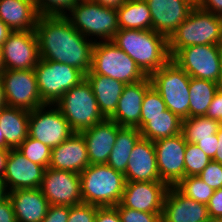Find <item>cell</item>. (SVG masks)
Listing matches in <instances>:
<instances>
[{
	"instance_id": "74e56055",
	"label": "cell",
	"mask_w": 222,
	"mask_h": 222,
	"mask_svg": "<svg viewBox=\"0 0 222 222\" xmlns=\"http://www.w3.org/2000/svg\"><path fill=\"white\" fill-rule=\"evenodd\" d=\"M114 207L118 210L121 222H162V213L142 212L123 207L120 203Z\"/></svg>"
},
{
	"instance_id": "f5cc1de1",
	"label": "cell",
	"mask_w": 222,
	"mask_h": 222,
	"mask_svg": "<svg viewBox=\"0 0 222 222\" xmlns=\"http://www.w3.org/2000/svg\"><path fill=\"white\" fill-rule=\"evenodd\" d=\"M8 198V190L3 179H0V202Z\"/></svg>"
},
{
	"instance_id": "5bb4252c",
	"label": "cell",
	"mask_w": 222,
	"mask_h": 222,
	"mask_svg": "<svg viewBox=\"0 0 222 222\" xmlns=\"http://www.w3.org/2000/svg\"><path fill=\"white\" fill-rule=\"evenodd\" d=\"M40 190L49 205L73 206L83 203L79 173L46 168Z\"/></svg>"
},
{
	"instance_id": "ac0fdd59",
	"label": "cell",
	"mask_w": 222,
	"mask_h": 222,
	"mask_svg": "<svg viewBox=\"0 0 222 222\" xmlns=\"http://www.w3.org/2000/svg\"><path fill=\"white\" fill-rule=\"evenodd\" d=\"M45 168L33 163L17 149H10L3 181L8 192L40 188Z\"/></svg>"
},
{
	"instance_id": "9c48e42d",
	"label": "cell",
	"mask_w": 222,
	"mask_h": 222,
	"mask_svg": "<svg viewBox=\"0 0 222 222\" xmlns=\"http://www.w3.org/2000/svg\"><path fill=\"white\" fill-rule=\"evenodd\" d=\"M34 71L39 94L46 105H55L64 93L85 79L77 68L44 59L39 60Z\"/></svg>"
},
{
	"instance_id": "7dc6e473",
	"label": "cell",
	"mask_w": 222,
	"mask_h": 222,
	"mask_svg": "<svg viewBox=\"0 0 222 222\" xmlns=\"http://www.w3.org/2000/svg\"><path fill=\"white\" fill-rule=\"evenodd\" d=\"M197 5L214 15L222 16V0H198Z\"/></svg>"
},
{
	"instance_id": "680465c9",
	"label": "cell",
	"mask_w": 222,
	"mask_h": 222,
	"mask_svg": "<svg viewBox=\"0 0 222 222\" xmlns=\"http://www.w3.org/2000/svg\"><path fill=\"white\" fill-rule=\"evenodd\" d=\"M218 86L220 89H222V62H221V72H220V77L218 80Z\"/></svg>"
},
{
	"instance_id": "603a6c76",
	"label": "cell",
	"mask_w": 222,
	"mask_h": 222,
	"mask_svg": "<svg viewBox=\"0 0 222 222\" xmlns=\"http://www.w3.org/2000/svg\"><path fill=\"white\" fill-rule=\"evenodd\" d=\"M88 165L87 146L81 133L74 132L52 149L50 168L80 174Z\"/></svg>"
},
{
	"instance_id": "681fc988",
	"label": "cell",
	"mask_w": 222,
	"mask_h": 222,
	"mask_svg": "<svg viewBox=\"0 0 222 222\" xmlns=\"http://www.w3.org/2000/svg\"><path fill=\"white\" fill-rule=\"evenodd\" d=\"M216 134L218 138V143H217V151L215 153L213 161L222 164V126L219 128Z\"/></svg>"
},
{
	"instance_id": "f6af8a7d",
	"label": "cell",
	"mask_w": 222,
	"mask_h": 222,
	"mask_svg": "<svg viewBox=\"0 0 222 222\" xmlns=\"http://www.w3.org/2000/svg\"><path fill=\"white\" fill-rule=\"evenodd\" d=\"M218 138L217 134L213 135V138L201 139L196 145L211 159L215 157L217 151Z\"/></svg>"
},
{
	"instance_id": "6f0895ef",
	"label": "cell",
	"mask_w": 222,
	"mask_h": 222,
	"mask_svg": "<svg viewBox=\"0 0 222 222\" xmlns=\"http://www.w3.org/2000/svg\"><path fill=\"white\" fill-rule=\"evenodd\" d=\"M205 222H222V218H211V217H209Z\"/></svg>"
},
{
	"instance_id": "ee69618b",
	"label": "cell",
	"mask_w": 222,
	"mask_h": 222,
	"mask_svg": "<svg viewBox=\"0 0 222 222\" xmlns=\"http://www.w3.org/2000/svg\"><path fill=\"white\" fill-rule=\"evenodd\" d=\"M95 222H121L115 207H97Z\"/></svg>"
},
{
	"instance_id": "d4e9b609",
	"label": "cell",
	"mask_w": 222,
	"mask_h": 222,
	"mask_svg": "<svg viewBox=\"0 0 222 222\" xmlns=\"http://www.w3.org/2000/svg\"><path fill=\"white\" fill-rule=\"evenodd\" d=\"M34 0H0V20L12 31H33L39 19Z\"/></svg>"
},
{
	"instance_id": "ba28073f",
	"label": "cell",
	"mask_w": 222,
	"mask_h": 222,
	"mask_svg": "<svg viewBox=\"0 0 222 222\" xmlns=\"http://www.w3.org/2000/svg\"><path fill=\"white\" fill-rule=\"evenodd\" d=\"M167 109L182 120L189 117L190 76L171 59L150 76Z\"/></svg>"
},
{
	"instance_id": "d6a6232c",
	"label": "cell",
	"mask_w": 222,
	"mask_h": 222,
	"mask_svg": "<svg viewBox=\"0 0 222 222\" xmlns=\"http://www.w3.org/2000/svg\"><path fill=\"white\" fill-rule=\"evenodd\" d=\"M175 187L186 197L206 205L215 192L199 176L185 177Z\"/></svg>"
},
{
	"instance_id": "c3c4849f",
	"label": "cell",
	"mask_w": 222,
	"mask_h": 222,
	"mask_svg": "<svg viewBox=\"0 0 222 222\" xmlns=\"http://www.w3.org/2000/svg\"><path fill=\"white\" fill-rule=\"evenodd\" d=\"M10 149L0 148V179L3 178Z\"/></svg>"
},
{
	"instance_id": "44dd1931",
	"label": "cell",
	"mask_w": 222,
	"mask_h": 222,
	"mask_svg": "<svg viewBox=\"0 0 222 222\" xmlns=\"http://www.w3.org/2000/svg\"><path fill=\"white\" fill-rule=\"evenodd\" d=\"M126 182L161 181L154 142L140 138L134 145L124 174Z\"/></svg>"
},
{
	"instance_id": "836d02e7",
	"label": "cell",
	"mask_w": 222,
	"mask_h": 222,
	"mask_svg": "<svg viewBox=\"0 0 222 222\" xmlns=\"http://www.w3.org/2000/svg\"><path fill=\"white\" fill-rule=\"evenodd\" d=\"M16 149L31 162L39 164L45 169L49 167L52 148L39 140L28 136Z\"/></svg>"
},
{
	"instance_id": "db71d44e",
	"label": "cell",
	"mask_w": 222,
	"mask_h": 222,
	"mask_svg": "<svg viewBox=\"0 0 222 222\" xmlns=\"http://www.w3.org/2000/svg\"><path fill=\"white\" fill-rule=\"evenodd\" d=\"M6 98H5V91L3 88V83L0 77V109L6 107Z\"/></svg>"
},
{
	"instance_id": "bcb514c9",
	"label": "cell",
	"mask_w": 222,
	"mask_h": 222,
	"mask_svg": "<svg viewBox=\"0 0 222 222\" xmlns=\"http://www.w3.org/2000/svg\"><path fill=\"white\" fill-rule=\"evenodd\" d=\"M0 222H17L9 197L0 202Z\"/></svg>"
},
{
	"instance_id": "7bdbcfd3",
	"label": "cell",
	"mask_w": 222,
	"mask_h": 222,
	"mask_svg": "<svg viewBox=\"0 0 222 222\" xmlns=\"http://www.w3.org/2000/svg\"><path fill=\"white\" fill-rule=\"evenodd\" d=\"M207 208L211 218H222V188L215 190L207 203Z\"/></svg>"
},
{
	"instance_id": "e0dca14e",
	"label": "cell",
	"mask_w": 222,
	"mask_h": 222,
	"mask_svg": "<svg viewBox=\"0 0 222 222\" xmlns=\"http://www.w3.org/2000/svg\"><path fill=\"white\" fill-rule=\"evenodd\" d=\"M152 17V29L167 39L197 5L193 0H145Z\"/></svg>"
},
{
	"instance_id": "9f6ffc18",
	"label": "cell",
	"mask_w": 222,
	"mask_h": 222,
	"mask_svg": "<svg viewBox=\"0 0 222 222\" xmlns=\"http://www.w3.org/2000/svg\"><path fill=\"white\" fill-rule=\"evenodd\" d=\"M0 148H6V142L1 128H0Z\"/></svg>"
},
{
	"instance_id": "4fadbf2b",
	"label": "cell",
	"mask_w": 222,
	"mask_h": 222,
	"mask_svg": "<svg viewBox=\"0 0 222 222\" xmlns=\"http://www.w3.org/2000/svg\"><path fill=\"white\" fill-rule=\"evenodd\" d=\"M187 141L183 133L154 141L160 180L169 187L185 178V149Z\"/></svg>"
},
{
	"instance_id": "4316f807",
	"label": "cell",
	"mask_w": 222,
	"mask_h": 222,
	"mask_svg": "<svg viewBox=\"0 0 222 222\" xmlns=\"http://www.w3.org/2000/svg\"><path fill=\"white\" fill-rule=\"evenodd\" d=\"M29 114L30 111L21 108L0 109V128L6 148L16 149L29 136Z\"/></svg>"
},
{
	"instance_id": "52a82bcc",
	"label": "cell",
	"mask_w": 222,
	"mask_h": 222,
	"mask_svg": "<svg viewBox=\"0 0 222 222\" xmlns=\"http://www.w3.org/2000/svg\"><path fill=\"white\" fill-rule=\"evenodd\" d=\"M69 14L65 17L88 39L96 36L104 41H112L119 31L116 8L102 6L91 0H80Z\"/></svg>"
},
{
	"instance_id": "cb8c5ba5",
	"label": "cell",
	"mask_w": 222,
	"mask_h": 222,
	"mask_svg": "<svg viewBox=\"0 0 222 222\" xmlns=\"http://www.w3.org/2000/svg\"><path fill=\"white\" fill-rule=\"evenodd\" d=\"M17 222H41L47 213L49 202L40 188L18 189L8 192Z\"/></svg>"
},
{
	"instance_id": "f35d334b",
	"label": "cell",
	"mask_w": 222,
	"mask_h": 222,
	"mask_svg": "<svg viewBox=\"0 0 222 222\" xmlns=\"http://www.w3.org/2000/svg\"><path fill=\"white\" fill-rule=\"evenodd\" d=\"M97 206L81 203L70 206L67 222H95Z\"/></svg>"
},
{
	"instance_id": "d590c367",
	"label": "cell",
	"mask_w": 222,
	"mask_h": 222,
	"mask_svg": "<svg viewBox=\"0 0 222 222\" xmlns=\"http://www.w3.org/2000/svg\"><path fill=\"white\" fill-rule=\"evenodd\" d=\"M167 106L159 92L152 85L147 91L142 102V111L140 116V128L148 122V117L161 115Z\"/></svg>"
},
{
	"instance_id": "30bf717a",
	"label": "cell",
	"mask_w": 222,
	"mask_h": 222,
	"mask_svg": "<svg viewBox=\"0 0 222 222\" xmlns=\"http://www.w3.org/2000/svg\"><path fill=\"white\" fill-rule=\"evenodd\" d=\"M190 77L218 83L222 45H194L180 49L172 58Z\"/></svg>"
},
{
	"instance_id": "8fae6325",
	"label": "cell",
	"mask_w": 222,
	"mask_h": 222,
	"mask_svg": "<svg viewBox=\"0 0 222 222\" xmlns=\"http://www.w3.org/2000/svg\"><path fill=\"white\" fill-rule=\"evenodd\" d=\"M6 105L32 111L46 105L39 94L34 69L4 70L0 74Z\"/></svg>"
},
{
	"instance_id": "11a10c76",
	"label": "cell",
	"mask_w": 222,
	"mask_h": 222,
	"mask_svg": "<svg viewBox=\"0 0 222 222\" xmlns=\"http://www.w3.org/2000/svg\"><path fill=\"white\" fill-rule=\"evenodd\" d=\"M5 70V65L3 61L2 48L0 46V74Z\"/></svg>"
},
{
	"instance_id": "f546056e",
	"label": "cell",
	"mask_w": 222,
	"mask_h": 222,
	"mask_svg": "<svg viewBox=\"0 0 222 222\" xmlns=\"http://www.w3.org/2000/svg\"><path fill=\"white\" fill-rule=\"evenodd\" d=\"M141 137L152 142L182 133V119L169 109L156 117H148L140 129Z\"/></svg>"
},
{
	"instance_id": "816d5d0a",
	"label": "cell",
	"mask_w": 222,
	"mask_h": 222,
	"mask_svg": "<svg viewBox=\"0 0 222 222\" xmlns=\"http://www.w3.org/2000/svg\"><path fill=\"white\" fill-rule=\"evenodd\" d=\"M12 30L0 20V46L7 40Z\"/></svg>"
},
{
	"instance_id": "83f0119b",
	"label": "cell",
	"mask_w": 222,
	"mask_h": 222,
	"mask_svg": "<svg viewBox=\"0 0 222 222\" xmlns=\"http://www.w3.org/2000/svg\"><path fill=\"white\" fill-rule=\"evenodd\" d=\"M119 29L152 30V17L145 0H126L116 9Z\"/></svg>"
},
{
	"instance_id": "ab89813d",
	"label": "cell",
	"mask_w": 222,
	"mask_h": 222,
	"mask_svg": "<svg viewBox=\"0 0 222 222\" xmlns=\"http://www.w3.org/2000/svg\"><path fill=\"white\" fill-rule=\"evenodd\" d=\"M199 177L214 190L222 188V164L212 160Z\"/></svg>"
},
{
	"instance_id": "f1b7e54d",
	"label": "cell",
	"mask_w": 222,
	"mask_h": 222,
	"mask_svg": "<svg viewBox=\"0 0 222 222\" xmlns=\"http://www.w3.org/2000/svg\"><path fill=\"white\" fill-rule=\"evenodd\" d=\"M140 138L141 133L138 128L121 127L118 130L107 164L115 171L125 174L130 154Z\"/></svg>"
},
{
	"instance_id": "e575fe53",
	"label": "cell",
	"mask_w": 222,
	"mask_h": 222,
	"mask_svg": "<svg viewBox=\"0 0 222 222\" xmlns=\"http://www.w3.org/2000/svg\"><path fill=\"white\" fill-rule=\"evenodd\" d=\"M212 160L194 143H187L185 149V177L199 176Z\"/></svg>"
},
{
	"instance_id": "3957f363",
	"label": "cell",
	"mask_w": 222,
	"mask_h": 222,
	"mask_svg": "<svg viewBox=\"0 0 222 222\" xmlns=\"http://www.w3.org/2000/svg\"><path fill=\"white\" fill-rule=\"evenodd\" d=\"M194 45H222V16L196 5L168 39L172 58L180 49Z\"/></svg>"
},
{
	"instance_id": "1f68e13d",
	"label": "cell",
	"mask_w": 222,
	"mask_h": 222,
	"mask_svg": "<svg viewBox=\"0 0 222 222\" xmlns=\"http://www.w3.org/2000/svg\"><path fill=\"white\" fill-rule=\"evenodd\" d=\"M220 127V121L206 116H194L182 120V133L187 143L196 144L201 139L213 138Z\"/></svg>"
},
{
	"instance_id": "8992f818",
	"label": "cell",
	"mask_w": 222,
	"mask_h": 222,
	"mask_svg": "<svg viewBox=\"0 0 222 222\" xmlns=\"http://www.w3.org/2000/svg\"><path fill=\"white\" fill-rule=\"evenodd\" d=\"M55 106L68 121L73 132L80 133L106 119L100 112L92 88L86 79L64 93Z\"/></svg>"
},
{
	"instance_id": "d6986e66",
	"label": "cell",
	"mask_w": 222,
	"mask_h": 222,
	"mask_svg": "<svg viewBox=\"0 0 222 222\" xmlns=\"http://www.w3.org/2000/svg\"><path fill=\"white\" fill-rule=\"evenodd\" d=\"M207 205L183 195L175 186L168 188L161 215L162 222H205Z\"/></svg>"
},
{
	"instance_id": "6da1fadb",
	"label": "cell",
	"mask_w": 222,
	"mask_h": 222,
	"mask_svg": "<svg viewBox=\"0 0 222 222\" xmlns=\"http://www.w3.org/2000/svg\"><path fill=\"white\" fill-rule=\"evenodd\" d=\"M35 32L40 58L68 64L86 75L94 42L78 32L65 16H39Z\"/></svg>"
},
{
	"instance_id": "4dcf8cb0",
	"label": "cell",
	"mask_w": 222,
	"mask_h": 222,
	"mask_svg": "<svg viewBox=\"0 0 222 222\" xmlns=\"http://www.w3.org/2000/svg\"><path fill=\"white\" fill-rule=\"evenodd\" d=\"M218 89L216 82L190 77L189 117L205 116Z\"/></svg>"
},
{
	"instance_id": "277c9868",
	"label": "cell",
	"mask_w": 222,
	"mask_h": 222,
	"mask_svg": "<svg viewBox=\"0 0 222 222\" xmlns=\"http://www.w3.org/2000/svg\"><path fill=\"white\" fill-rule=\"evenodd\" d=\"M82 201L97 207H114L120 203L125 176L108 164H90L80 174Z\"/></svg>"
},
{
	"instance_id": "484cf974",
	"label": "cell",
	"mask_w": 222,
	"mask_h": 222,
	"mask_svg": "<svg viewBox=\"0 0 222 222\" xmlns=\"http://www.w3.org/2000/svg\"><path fill=\"white\" fill-rule=\"evenodd\" d=\"M85 79L92 88L100 112L106 119H109L116 111L126 84L100 74H86Z\"/></svg>"
},
{
	"instance_id": "8d00e7d4",
	"label": "cell",
	"mask_w": 222,
	"mask_h": 222,
	"mask_svg": "<svg viewBox=\"0 0 222 222\" xmlns=\"http://www.w3.org/2000/svg\"><path fill=\"white\" fill-rule=\"evenodd\" d=\"M80 0H34L40 16H65ZM66 10V12H65Z\"/></svg>"
},
{
	"instance_id": "9a60e30c",
	"label": "cell",
	"mask_w": 222,
	"mask_h": 222,
	"mask_svg": "<svg viewBox=\"0 0 222 222\" xmlns=\"http://www.w3.org/2000/svg\"><path fill=\"white\" fill-rule=\"evenodd\" d=\"M1 48L5 70L34 69L41 59L35 30L12 31Z\"/></svg>"
},
{
	"instance_id": "7402d4cb",
	"label": "cell",
	"mask_w": 222,
	"mask_h": 222,
	"mask_svg": "<svg viewBox=\"0 0 222 222\" xmlns=\"http://www.w3.org/2000/svg\"><path fill=\"white\" fill-rule=\"evenodd\" d=\"M120 128L115 121L105 119L80 132L87 146L90 164H107Z\"/></svg>"
},
{
	"instance_id": "60d3db41",
	"label": "cell",
	"mask_w": 222,
	"mask_h": 222,
	"mask_svg": "<svg viewBox=\"0 0 222 222\" xmlns=\"http://www.w3.org/2000/svg\"><path fill=\"white\" fill-rule=\"evenodd\" d=\"M70 206L49 205L45 218L41 222H67Z\"/></svg>"
},
{
	"instance_id": "5b68a950",
	"label": "cell",
	"mask_w": 222,
	"mask_h": 222,
	"mask_svg": "<svg viewBox=\"0 0 222 222\" xmlns=\"http://www.w3.org/2000/svg\"><path fill=\"white\" fill-rule=\"evenodd\" d=\"M94 41L91 69L87 74H100L126 85L147 77L136 62L112 41L97 42L95 38Z\"/></svg>"
},
{
	"instance_id": "b9f144b4",
	"label": "cell",
	"mask_w": 222,
	"mask_h": 222,
	"mask_svg": "<svg viewBox=\"0 0 222 222\" xmlns=\"http://www.w3.org/2000/svg\"><path fill=\"white\" fill-rule=\"evenodd\" d=\"M205 116L222 122V89L219 88L215 93Z\"/></svg>"
},
{
	"instance_id": "ffe728a7",
	"label": "cell",
	"mask_w": 222,
	"mask_h": 222,
	"mask_svg": "<svg viewBox=\"0 0 222 222\" xmlns=\"http://www.w3.org/2000/svg\"><path fill=\"white\" fill-rule=\"evenodd\" d=\"M151 86L152 82L149 76L139 82L125 85L116 111L109 119L121 127L140 129L143 98Z\"/></svg>"
},
{
	"instance_id": "2e32d148",
	"label": "cell",
	"mask_w": 222,
	"mask_h": 222,
	"mask_svg": "<svg viewBox=\"0 0 222 222\" xmlns=\"http://www.w3.org/2000/svg\"><path fill=\"white\" fill-rule=\"evenodd\" d=\"M168 188L163 181L126 182L120 204L142 212L162 213Z\"/></svg>"
},
{
	"instance_id": "7a4b0ae2",
	"label": "cell",
	"mask_w": 222,
	"mask_h": 222,
	"mask_svg": "<svg viewBox=\"0 0 222 222\" xmlns=\"http://www.w3.org/2000/svg\"><path fill=\"white\" fill-rule=\"evenodd\" d=\"M112 42L127 53L149 77L171 59L168 39L153 29H119Z\"/></svg>"
},
{
	"instance_id": "f907efd6",
	"label": "cell",
	"mask_w": 222,
	"mask_h": 222,
	"mask_svg": "<svg viewBox=\"0 0 222 222\" xmlns=\"http://www.w3.org/2000/svg\"><path fill=\"white\" fill-rule=\"evenodd\" d=\"M95 3H98L102 6L119 8L126 0H91Z\"/></svg>"
},
{
	"instance_id": "7c38bea8",
	"label": "cell",
	"mask_w": 222,
	"mask_h": 222,
	"mask_svg": "<svg viewBox=\"0 0 222 222\" xmlns=\"http://www.w3.org/2000/svg\"><path fill=\"white\" fill-rule=\"evenodd\" d=\"M54 106V108H52ZM47 109L46 111V108ZM52 108V109H51ZM44 110V111H43ZM74 132L55 105H44L30 111L29 136L50 148L60 145Z\"/></svg>"
}]
</instances>
